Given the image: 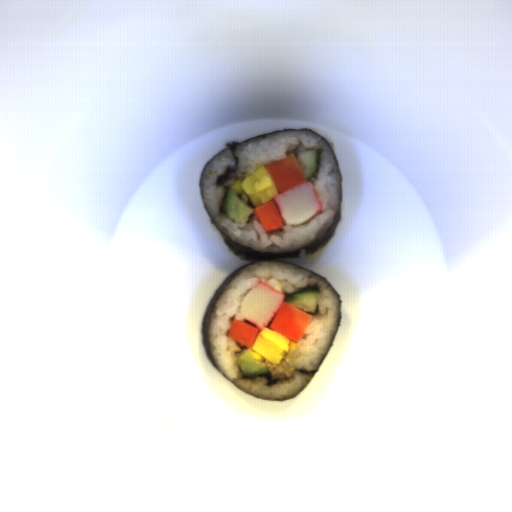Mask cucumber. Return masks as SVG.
Returning a JSON list of instances; mask_svg holds the SVG:
<instances>
[{
    "label": "cucumber",
    "instance_id": "obj_2",
    "mask_svg": "<svg viewBox=\"0 0 512 512\" xmlns=\"http://www.w3.org/2000/svg\"><path fill=\"white\" fill-rule=\"evenodd\" d=\"M237 361L242 375L247 378L270 373L266 362L256 361L250 350L241 351L237 356Z\"/></svg>",
    "mask_w": 512,
    "mask_h": 512
},
{
    "label": "cucumber",
    "instance_id": "obj_4",
    "mask_svg": "<svg viewBox=\"0 0 512 512\" xmlns=\"http://www.w3.org/2000/svg\"><path fill=\"white\" fill-rule=\"evenodd\" d=\"M320 157V149H307L298 153L295 159L306 180L317 172L320 164Z\"/></svg>",
    "mask_w": 512,
    "mask_h": 512
},
{
    "label": "cucumber",
    "instance_id": "obj_1",
    "mask_svg": "<svg viewBox=\"0 0 512 512\" xmlns=\"http://www.w3.org/2000/svg\"><path fill=\"white\" fill-rule=\"evenodd\" d=\"M321 294L322 290L319 288L305 289L293 295L285 296L283 303L294 305L307 314H315Z\"/></svg>",
    "mask_w": 512,
    "mask_h": 512
},
{
    "label": "cucumber",
    "instance_id": "obj_3",
    "mask_svg": "<svg viewBox=\"0 0 512 512\" xmlns=\"http://www.w3.org/2000/svg\"><path fill=\"white\" fill-rule=\"evenodd\" d=\"M221 210L234 220L241 222L250 215L252 208L244 204L232 190L228 189Z\"/></svg>",
    "mask_w": 512,
    "mask_h": 512
}]
</instances>
